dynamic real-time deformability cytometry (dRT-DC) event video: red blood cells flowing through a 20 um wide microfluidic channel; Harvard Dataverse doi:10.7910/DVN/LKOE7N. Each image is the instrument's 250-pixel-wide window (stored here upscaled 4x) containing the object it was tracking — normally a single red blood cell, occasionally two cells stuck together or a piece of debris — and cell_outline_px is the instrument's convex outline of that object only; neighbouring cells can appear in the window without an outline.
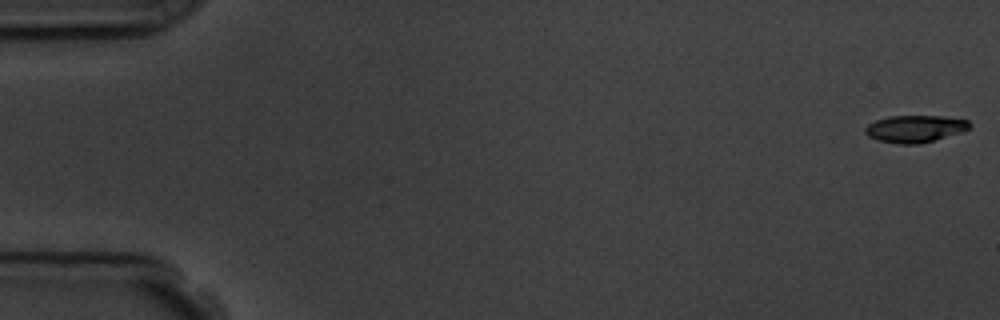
{"species": "common noctule bat (a hibernating species)", "species_latin": "Nyctalus noctula", "temperature_condition": "room temperature", "stored_images_in_passage": 6, "camera_frame_rate_fps": 3000, "um_per_image_px": 0.085, "animal": {"sex": "male", "body_mass_g": 19.5, "forearm_length_mm": 54.6}, "frame": {"image": 1, "passage_image": 1, "time_ms": 0.0, "image_size_px": [1000, 320], "cell_outline_px": [[972, 124], [964, 132], [920, 144], [896, 144], [880, 140], [868, 136], [864, 132], [864, 128], [868, 124], [876, 120], [888, 116], [944, 116], [968, 120]], "centroid_in_image_um": [77.79, 10.94], "position_along_channel_um": 7.2, "area_um2": 16.65}}